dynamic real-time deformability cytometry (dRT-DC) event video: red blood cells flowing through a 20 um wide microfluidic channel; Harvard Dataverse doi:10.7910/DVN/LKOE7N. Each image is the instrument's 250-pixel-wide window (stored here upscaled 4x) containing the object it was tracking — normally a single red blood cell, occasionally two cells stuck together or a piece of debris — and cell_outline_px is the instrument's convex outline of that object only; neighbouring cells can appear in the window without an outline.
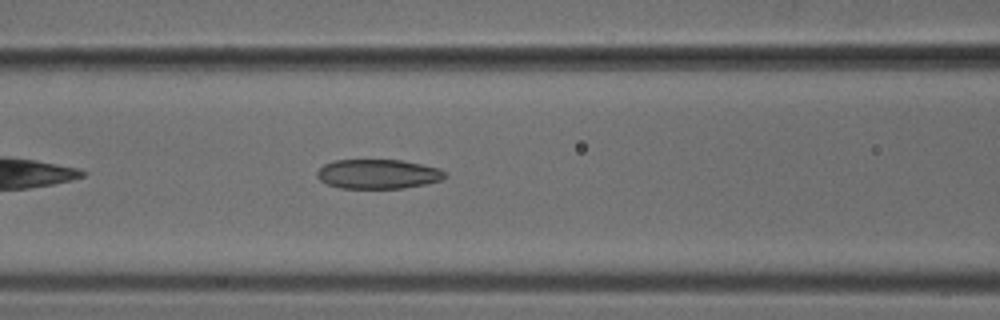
{"species": "common noctule bat (a hibernating species)", "species_latin": "Nyctalus noctula", "temperature_condition": "cold", "stored_images_in_passage": 37, "camera_frame_rate_fps": 3000, "um_per_image_px": 0.085, "animal": {"sex": "male", "body_mass_g": 18.8}, "frame": {"image": 1, "passage_image": 8, "time_ms": 2.333, "image_size_px": [1000, 320], "cell_outline_px": [[448, 176], [440, 180], [424, 184], [404, 188], [340, 188], [328, 184], [320, 180], [316, 176], [316, 172], [324, 164], [332, 160], [400, 160], [440, 168]], "centroid_in_image_um": [32.11, 14.79], "position_along_channel_um": 134.5, "area_um2": 21.91}}
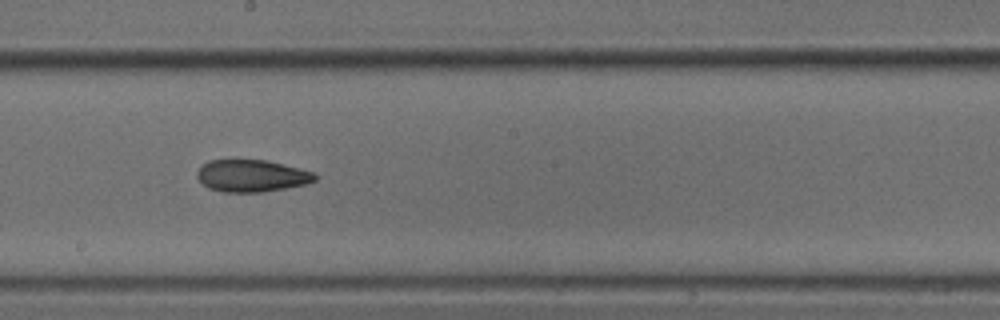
{"frame": {"image": 2, "passage_image": 15, "time_ms": 4.667, "image_size_px": [1000, 320], "cell_outline_px": [[316, 180], [304, 184], [264, 192], [224, 192], [208, 188], [196, 176], [196, 172], [200, 164], [208, 160], [264, 160], [300, 168], [316, 172]], "centroid_in_image_um": [21.36, 14.94], "position_along_channel_um": 226.8, "area_um2": 22.08}}
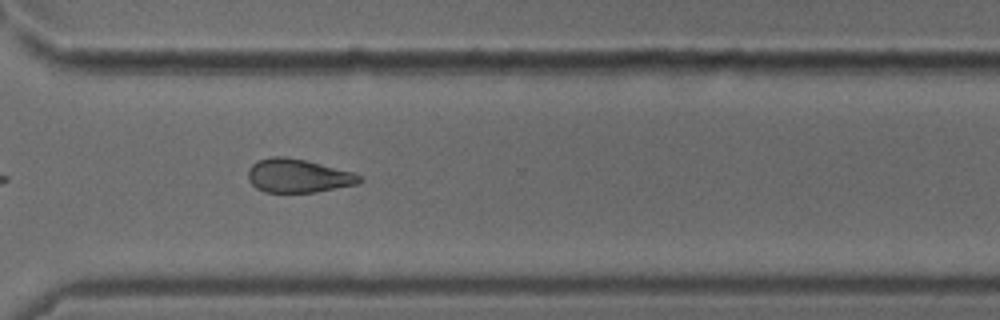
{"frame": {"image": 3, "passage_image": 24, "time_ms": 7.667, "image_size_px": [1000, 320], "cell_outline_px": [[364, 180], [360, 184], [316, 192], [264, 192], [256, 188], [248, 180], [248, 168], [252, 164], [260, 160], [272, 156], [284, 156], [304, 160], [352, 172], [364, 176]], "centroid_in_image_um": [25.36, 14.95], "position_along_channel_um": 345.2, "area_um2": 21.91}}